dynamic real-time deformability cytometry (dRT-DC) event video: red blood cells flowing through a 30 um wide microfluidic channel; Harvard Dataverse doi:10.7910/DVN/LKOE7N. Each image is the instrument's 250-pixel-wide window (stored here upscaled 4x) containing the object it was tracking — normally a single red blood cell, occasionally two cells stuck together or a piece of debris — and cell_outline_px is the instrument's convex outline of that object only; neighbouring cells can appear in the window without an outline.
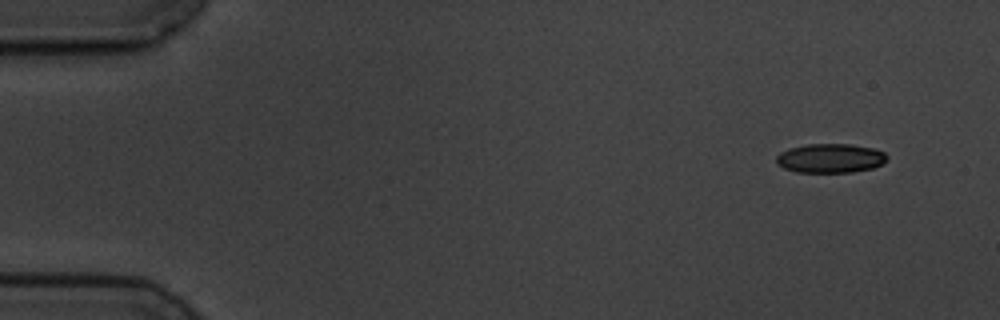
{"species": "common noctule bat (a hibernating species)", "species_latin": "Nyctalus noctula", "temperature_condition": "cold", "stored_images_in_passage": 6, "camera_frame_rate_fps": 3000, "um_per_image_px": 0.085, "animal": {"sex": "male", "body_mass_g": 19.5, "forearm_length_mm": 54.6}, "frame": {"image": 1, "passage_image": 1, "time_ms": 0.0, "image_size_px": [1000, 320], "cell_outline_px": [[888, 160], [872, 168], [852, 172], [796, 172], [784, 168], [776, 164], [776, 156], [780, 152], [788, 148], [808, 144], [852, 144], [872, 148], [884, 152], [888, 156]], "centroid_in_image_um": [70.56, 13.45], "position_along_channel_um": 14.4, "area_um2": 18.9}}
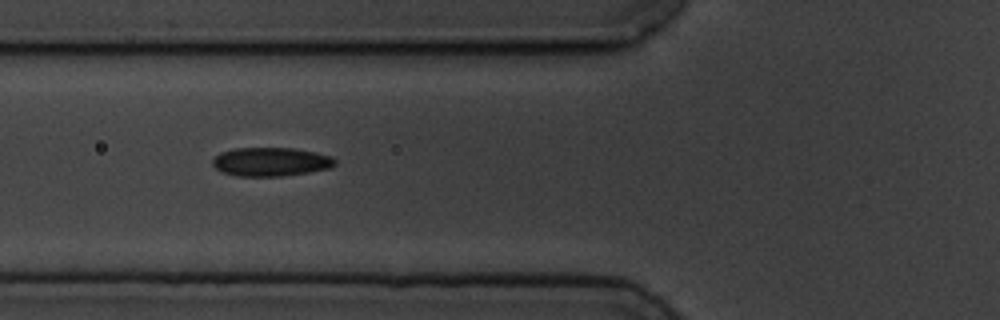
{"frame": {"image": 2, "passage_image": 5, "time_ms": 5.667, "image_size_px": [1000, 320], "cell_outline_px": [[336, 164], [328, 168], [308, 172], [280, 176], [236, 176], [224, 172], [216, 168], [212, 164], [212, 160], [220, 152], [232, 148], [292, 148], [316, 152], [332, 156], [336, 160]], "centroid_in_image_um": [23.01, 13.74], "position_along_channel_um": 102.8, "area_um2": 20.46}}
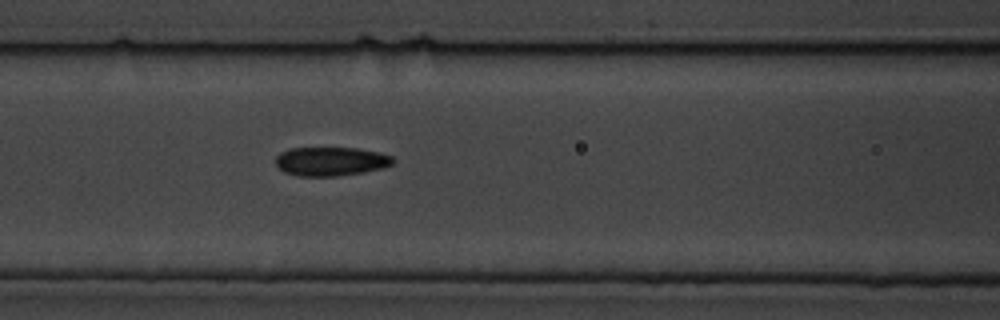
{"frame": {"image": 3, "passage_image": 6, "time_ms": 6.667, "image_size_px": [1000, 320], "cell_outline_px": [[396, 160], [392, 164], [384, 168], [364, 172], [336, 176], [296, 176], [284, 172], [276, 164], [276, 156], [280, 152], [288, 148], [356, 148], [380, 152], [392, 156]], "centroid_in_image_um": [28.13, 13.71], "position_along_channel_um": 138.5, "area_um2": 19.94}}